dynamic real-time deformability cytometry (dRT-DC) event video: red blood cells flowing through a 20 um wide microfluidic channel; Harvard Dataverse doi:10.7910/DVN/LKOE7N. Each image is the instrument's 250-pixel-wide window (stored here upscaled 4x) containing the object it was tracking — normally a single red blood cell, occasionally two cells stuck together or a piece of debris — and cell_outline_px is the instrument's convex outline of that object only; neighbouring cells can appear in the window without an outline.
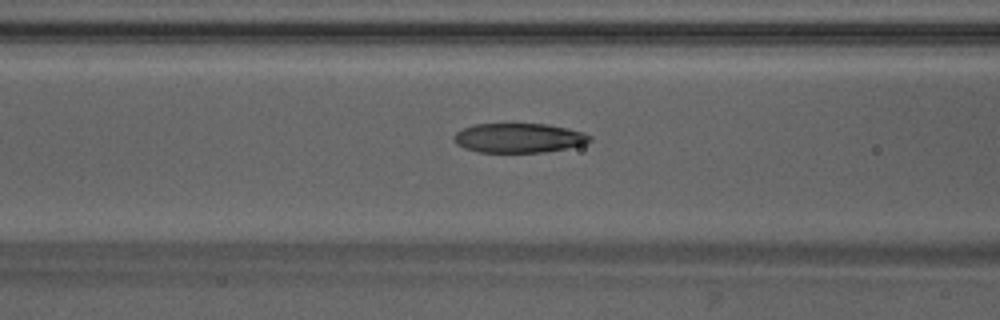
{"species": "Egyptian fruit bat (a non-hibernating species)", "species_latin": "Rousettus aegyptiacus", "temperature_condition": "warm", "stored_images_in_passage": 38, "camera_frame_rate_fps": 3000, "um_per_image_px": 0.085, "animal": {"sex": "male"}, "frame": {"image": 1, "passage_image": 16, "time_ms": 5.0, "image_size_px": [1000, 320], "cell_outline_px": [[592, 140], [584, 144], [544, 152], [480, 152], [464, 148], [456, 144], [452, 136], [456, 132], [464, 128], [476, 124], [548, 124], [568, 128], [584, 132], [592, 136]], "centroid_in_image_um": [44.1, 11.72], "position_along_channel_um": 122.5, "area_um2": 23.29}}
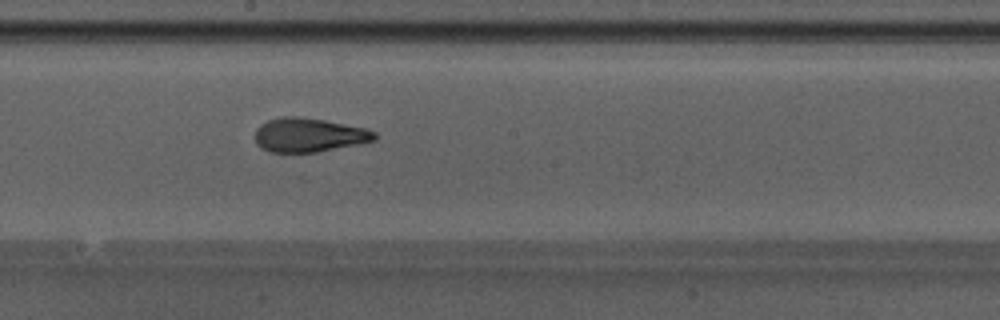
{"frame": {"image": 2, "passage_image": 23, "time_ms": 7.333, "image_size_px": [1000, 320], "cell_outline_px": [[376, 140], [360, 144], [316, 152], [272, 152], [260, 148], [256, 144], [256, 128], [260, 124], [268, 120], [284, 116], [300, 116], [324, 120], [368, 128], [376, 132]], "centroid_in_image_um": [26.27, 11.47], "position_along_channel_um": 221.9, "area_um2": 23.87}}
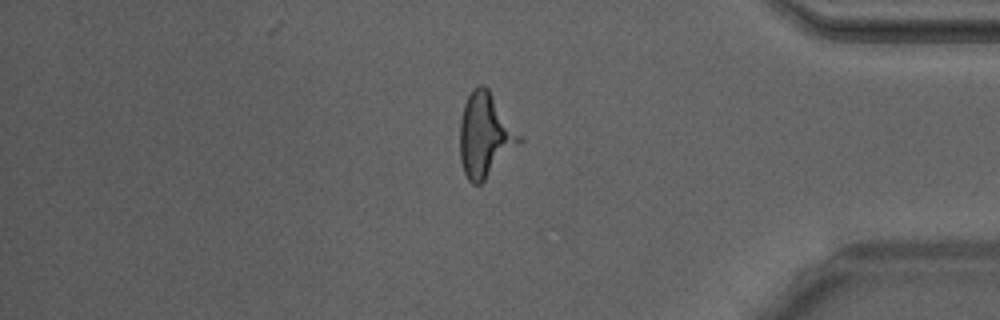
{"frame": {"image": 3, "passage_image": 37, "time_ms": 12.0, "image_size_px": [1000, 320], "cell_outline_px": [[524, 140], [480, 184], [472, 184], [468, 180], [464, 172], [460, 160], [460, 120], [464, 104], [472, 88], [480, 84], [484, 84], [488, 88]], "centroid_in_image_um": [41.22, 11.48], "position_along_channel_um": 394.0, "area_um2": 28.96}, "authors_computed_cell_mechanics": {"area_um2": 24.0159, "velocity_mm_per_s": 4.2518, "shape_relaxation_time_tau1_ms": null, "shape_relaxation_time_tau2_ms": 2.0436, "deformation_change_tau1": null, "deformation_change_tau2": 0.1099}}